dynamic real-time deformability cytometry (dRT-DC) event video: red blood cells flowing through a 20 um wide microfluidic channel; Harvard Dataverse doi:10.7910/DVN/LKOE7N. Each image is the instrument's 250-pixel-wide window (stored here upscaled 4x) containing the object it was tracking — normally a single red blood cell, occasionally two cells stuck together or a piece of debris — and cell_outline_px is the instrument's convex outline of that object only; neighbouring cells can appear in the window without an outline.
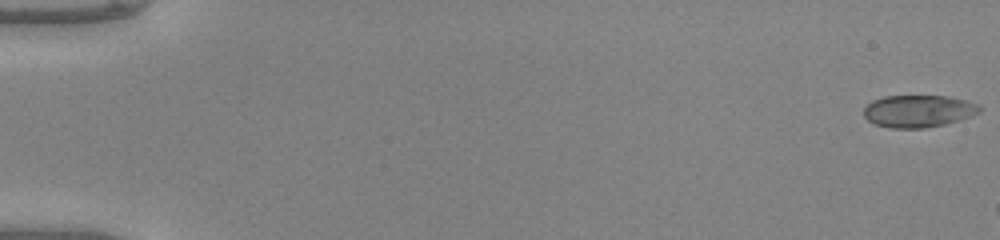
{"species": "common noctule bat (a hibernating species)", "species_latin": "Nyctalus noctula", "temperature_condition": "warm", "stored_images_in_passage": 14, "camera_frame_rate_fps": 3000, "um_per_image_px": 0.085, "animal": {"sex": "male", "body_mass_g": 20.0, "forearm_length_mm": 53.3}, "frame": {"image": 1, "passage_image": 1, "time_ms": 0.0, "image_size_px": [1000, 240], "cell_outline_px": [[980, 112], [972, 116], [944, 124], [924, 128], [888, 128], [876, 124], [868, 120], [864, 116], [864, 108], [872, 100], [884, 96], [948, 96], [964, 100], [976, 104], [980, 108]], "centroid_in_image_um": [78.03, 9.44], "position_along_channel_um": 7.0, "area_um2": 21.62}}